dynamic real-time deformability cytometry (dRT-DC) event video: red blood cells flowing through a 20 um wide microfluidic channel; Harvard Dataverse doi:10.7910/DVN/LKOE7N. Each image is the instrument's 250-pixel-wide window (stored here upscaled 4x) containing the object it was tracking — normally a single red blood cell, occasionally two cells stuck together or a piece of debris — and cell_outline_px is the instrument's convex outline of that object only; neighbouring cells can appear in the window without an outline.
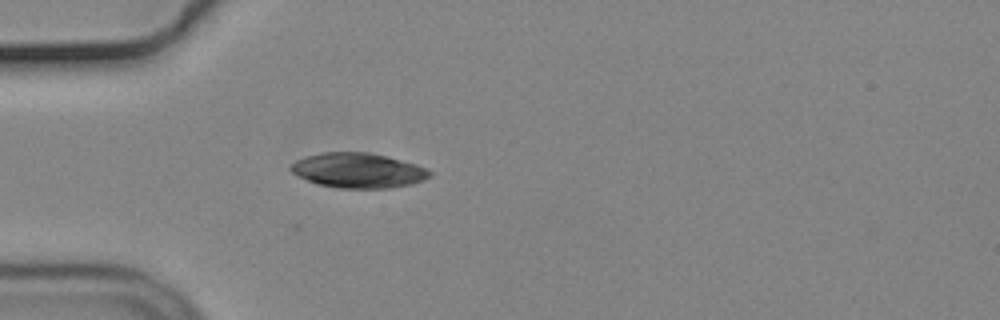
{"species": "common noctule bat (a hibernating species)", "species_latin": "Nyctalus noctula", "temperature_condition": "cold", "stored_images_in_passage": 28, "camera_frame_rate_fps": 3000, "um_per_image_px": 0.085, "animal": {"sex": "male", "body_mass_g": 19.2, "forearm_length_mm": 51.8}, "frame": {"image": 1, "passage_image": 1, "time_ms": 0.0, "image_size_px": [1000, 320], "cell_outline_px": [[432, 172], [424, 180], [408, 184], [388, 188], [340, 188], [316, 184], [292, 172], [288, 168], [296, 160], [308, 156], [324, 152], [368, 152], [388, 156], [416, 164]], "centroid_in_image_um": [30.43, 14.48], "position_along_channel_um": 54.6, "area_um2": 27.98}}
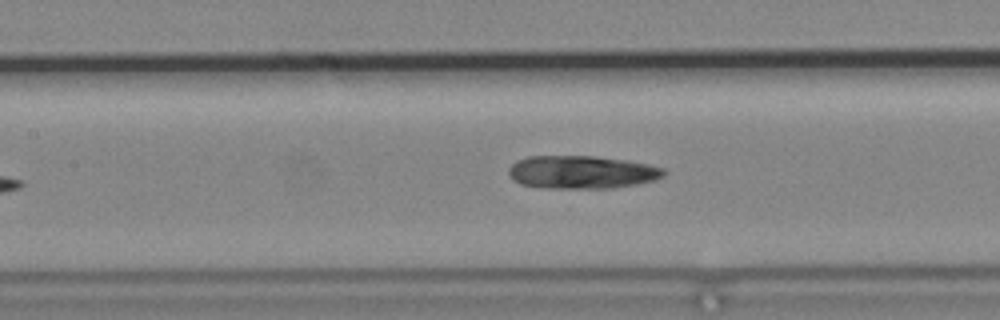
{"frame": {"image": 2, "passage_image": 10, "time_ms": 3.0, "image_size_px": [1000, 320], "cell_outline_px": [[668, 172], [652, 180], [636, 184], [612, 188], [548, 188], [520, 184], [512, 180], [508, 172], [508, 168], [516, 160], [528, 156], [592, 156], [628, 160], [648, 164], [664, 168]], "centroid_in_image_um": [49.41, 14.62], "position_along_channel_um": 158.0, "area_um2": 29.88}}
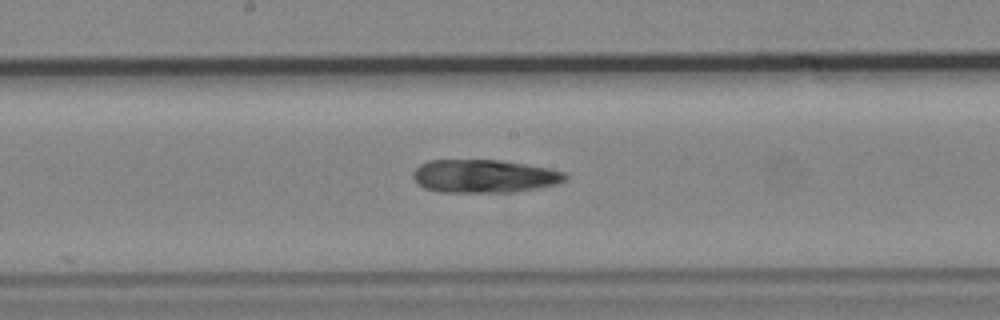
{"frame": {"image": 3, "passage_image": 14, "time_ms": 4.333, "image_size_px": [1000, 320], "cell_outline_px": [[568, 176], [564, 180], [556, 184], [536, 188], [512, 192], [440, 192], [424, 188], [416, 184], [412, 176], [412, 172], [420, 164], [428, 160], [500, 160], [552, 168], [564, 172]], "centroid_in_image_um": [41.12, 14.97], "position_along_channel_um": 207.1, "area_um2": 29.59}}